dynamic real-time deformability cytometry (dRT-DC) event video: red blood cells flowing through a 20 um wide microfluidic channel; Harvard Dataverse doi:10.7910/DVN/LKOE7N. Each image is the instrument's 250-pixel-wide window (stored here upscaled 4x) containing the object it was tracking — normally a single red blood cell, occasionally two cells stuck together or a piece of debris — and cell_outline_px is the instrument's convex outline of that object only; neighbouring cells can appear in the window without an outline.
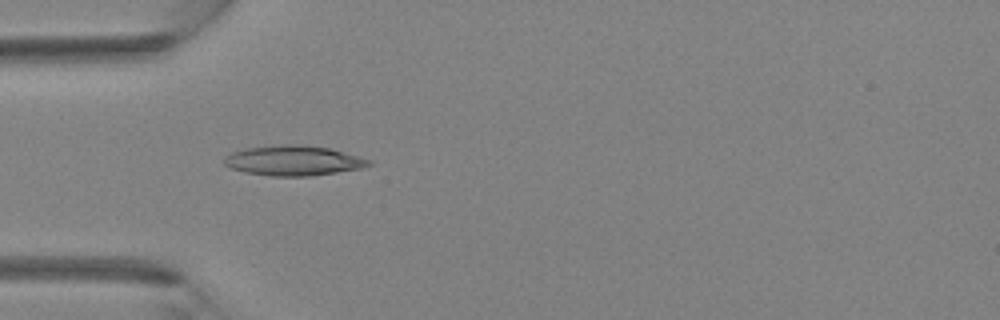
{"species": "Egyptian fruit bat (a non-hibernating species)", "species_latin": "Rousettus aegyptiacus", "temperature_condition": "room temperature", "stored_images_in_passage": 4, "camera_frame_rate_fps": 3000, "um_per_image_px": 0.085, "animal": {"sex": "female"}, "frame": {"image": 1, "passage_image": 4, "time_ms": 1.0, "image_size_px": [1000, 320], "cell_outline_px": [[372, 164], [360, 168], [312, 176], [272, 176], [244, 172], [228, 168], [224, 164], [224, 156], [232, 152], [244, 148], [272, 144], [292, 144], [332, 148], [372, 160]], "centroid_in_image_um": [24.9, 13.64], "position_along_channel_um": 60.1, "area_um2": 25.61}}